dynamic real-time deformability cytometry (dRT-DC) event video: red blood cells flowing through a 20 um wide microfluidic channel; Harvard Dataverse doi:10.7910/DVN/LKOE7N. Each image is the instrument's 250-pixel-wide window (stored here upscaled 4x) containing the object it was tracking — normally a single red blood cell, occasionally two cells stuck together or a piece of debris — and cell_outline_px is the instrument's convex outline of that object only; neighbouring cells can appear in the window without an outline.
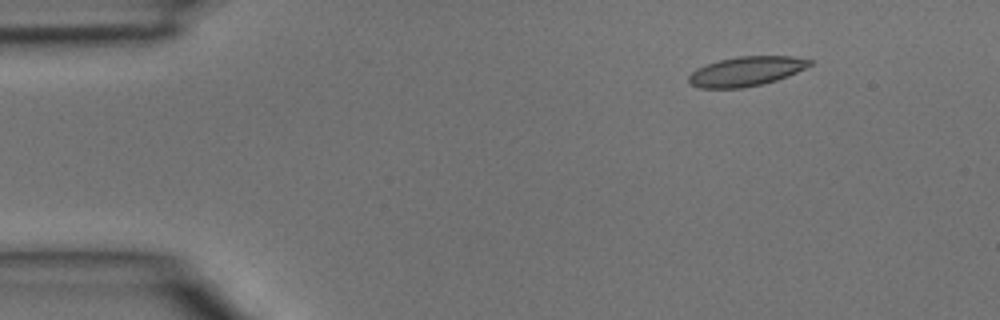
{"species": "common noctule bat (a hibernating species)", "species_latin": "Nyctalus noctula", "temperature_condition": "room temperature", "stored_images_in_passage": 3, "camera_frame_rate_fps": 3000, "um_per_image_px": 0.085, "animal": {"sex": "male", "body_mass_g": 15.6}, "frame": {"image": 1, "passage_image": 2, "time_ms": 0.333, "image_size_px": [1000, 320], "cell_outline_px": [[812, 64], [788, 76], [776, 80], [744, 88], [700, 88], [692, 84], [688, 80], [688, 76], [696, 68], [720, 60], [740, 56], [792, 56], [812, 60]], "centroid_in_image_um": [63.42, 6.06], "position_along_channel_um": 21.6, "area_um2": 20.58}}